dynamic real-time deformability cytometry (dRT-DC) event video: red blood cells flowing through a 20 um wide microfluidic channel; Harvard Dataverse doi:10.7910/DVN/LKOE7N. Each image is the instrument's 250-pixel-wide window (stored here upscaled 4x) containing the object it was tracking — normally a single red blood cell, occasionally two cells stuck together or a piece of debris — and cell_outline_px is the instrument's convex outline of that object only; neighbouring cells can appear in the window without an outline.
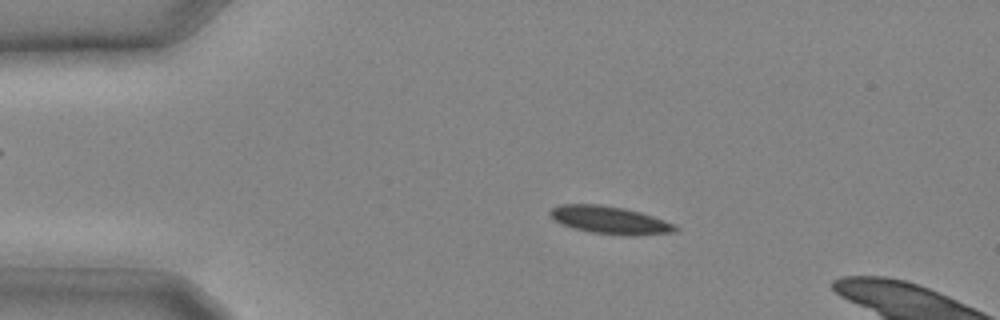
{"species": "common noctule bat (a hibernating species)", "species_latin": "Nyctalus noctula", "temperature_condition": "cold", "stored_images_in_passage": 8, "camera_frame_rate_fps": 3000, "um_per_image_px": 0.085, "animal": {"sex": "male", "body_mass_g": 20.4}, "frame": {"image": 1, "passage_image": 5, "time_ms": 1.333, "image_size_px": [1000, 320], "cell_outline_px": [[680, 228], [676, 232], [636, 236], [628, 236], [592, 232], [576, 228], [564, 224], [556, 220], [548, 212], [552, 208], [560, 204], [600, 204], [624, 208], [640, 212], [676, 224]], "centroid_in_image_um": [51.92, 18.71], "position_along_channel_um": 33.1, "area_um2": 20.11}}